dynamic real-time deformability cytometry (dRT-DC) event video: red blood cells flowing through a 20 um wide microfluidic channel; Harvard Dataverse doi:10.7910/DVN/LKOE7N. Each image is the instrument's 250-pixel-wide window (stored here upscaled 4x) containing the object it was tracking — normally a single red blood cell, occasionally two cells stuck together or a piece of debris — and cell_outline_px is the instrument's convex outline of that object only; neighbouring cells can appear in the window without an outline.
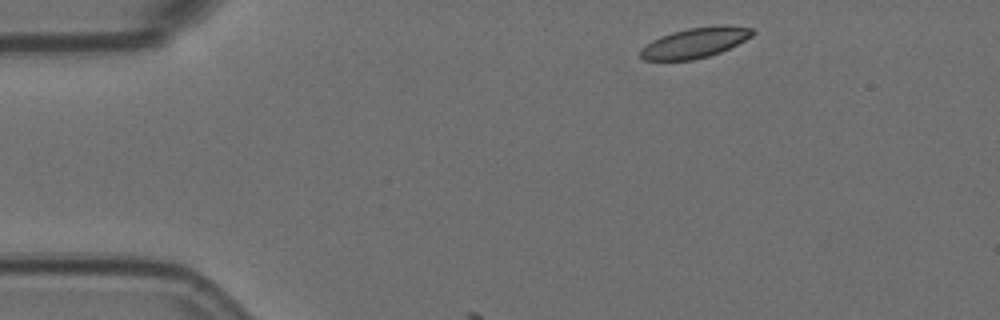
{"species": "Egyptian fruit bat (a non-hibernating species)", "species_latin": "Rousettus aegyptiacus", "temperature_condition": "room temperature", "stored_images_in_passage": 3, "camera_frame_rate_fps": 3000, "um_per_image_px": 0.085, "animal": {"sex": "female"}, "frame": {"image": 1, "passage_image": 1, "time_ms": 0.0, "image_size_px": [1000, 320], "cell_outline_px": [[756, 32], [752, 36], [720, 52], [708, 56], [692, 60], [644, 60], [640, 56], [640, 48], [652, 40], [660, 36], [672, 32], [688, 28], [724, 24], [728, 24], [752, 28]], "centroid_in_image_um": [59.07, 3.61], "position_along_channel_um": 25.9, "area_um2": 19.77}}